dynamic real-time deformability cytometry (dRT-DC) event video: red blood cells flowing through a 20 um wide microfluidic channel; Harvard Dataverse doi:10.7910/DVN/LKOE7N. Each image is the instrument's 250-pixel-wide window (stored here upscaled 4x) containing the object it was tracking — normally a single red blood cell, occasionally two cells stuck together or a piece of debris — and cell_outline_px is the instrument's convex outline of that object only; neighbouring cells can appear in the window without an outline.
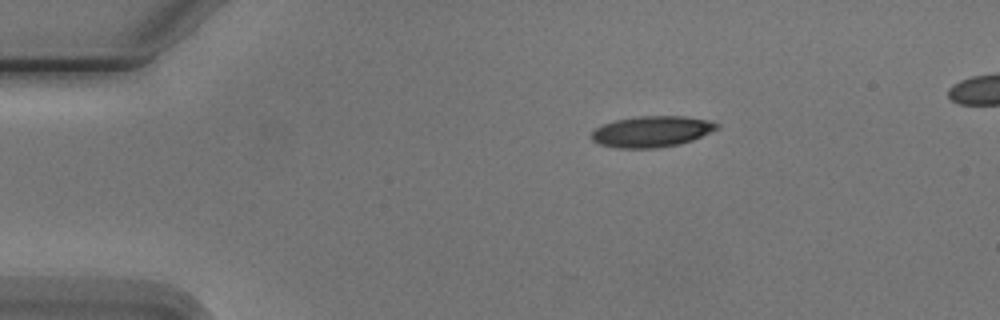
{"species": "Egyptian fruit bat (a non-hibernating species)", "species_latin": "Rousettus aegyptiacus", "temperature_condition": "cold", "stored_images_in_passage": 3, "camera_frame_rate_fps": 3000, "um_per_image_px": 0.085, "animal": {"sex": "male"}, "frame": {"image": 1, "passage_image": 1, "time_ms": 0.0, "image_size_px": [1000, 320], "cell_outline_px": [[720, 128], [692, 140], [680, 144], [656, 148], [620, 148], [600, 144], [592, 140], [592, 132], [596, 128], [604, 124], [616, 120], [636, 116], [684, 116], [708, 120], [720, 124]], "centroid_in_image_um": [55.43, 11.17], "position_along_channel_um": 29.6, "area_um2": 22.6}}
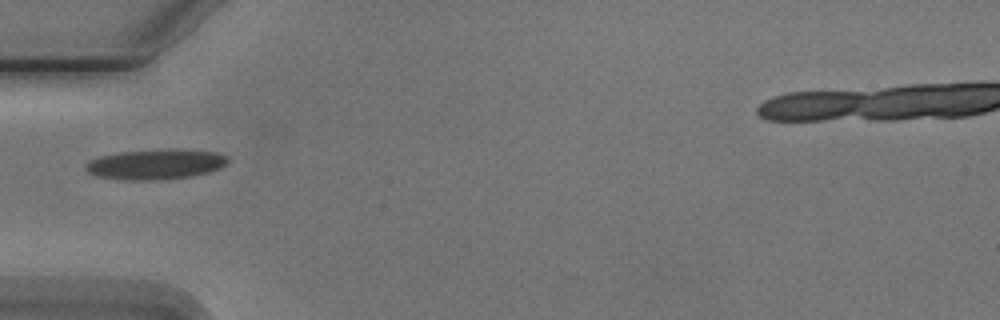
{"frame": {"image": 2, "passage_image": 3, "time_ms": 2.667, "image_size_px": [1000, 320], "cell_outline_px": [[228, 160], [220, 168], [208, 172], [188, 176], [152, 180], [124, 180], [96, 176], [88, 172], [84, 168], [84, 164], [88, 160], [100, 156], [120, 152], [172, 148], [216, 152], [228, 156]], "centroid_in_image_um": [13.18, 13.95], "position_along_channel_um": 71.8, "area_um2": 25.03}}